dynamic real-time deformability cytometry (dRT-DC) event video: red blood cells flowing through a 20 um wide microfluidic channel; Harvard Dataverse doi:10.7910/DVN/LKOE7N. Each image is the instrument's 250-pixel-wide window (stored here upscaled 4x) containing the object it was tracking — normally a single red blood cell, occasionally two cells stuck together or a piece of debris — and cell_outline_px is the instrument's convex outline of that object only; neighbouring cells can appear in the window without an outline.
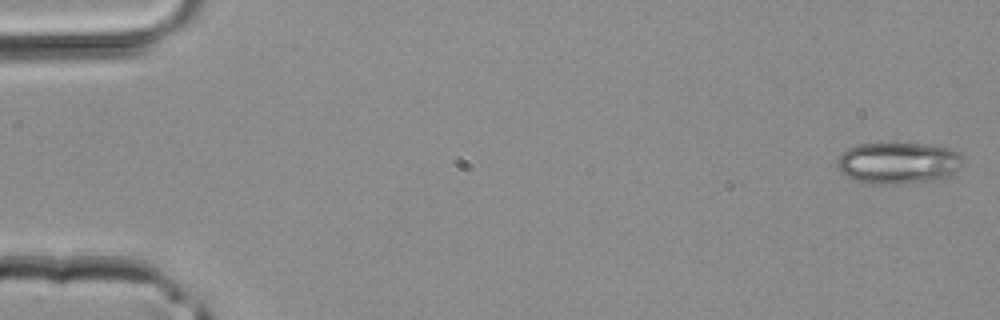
{"species": "common noctule bat (a hibernating species)", "species_latin": "Nyctalus noctula", "temperature_condition": "room temperature", "stored_images_in_passage": 10, "camera_frame_rate_fps": 3000, "um_per_image_px": 0.085, "animal": {"sex": "male", "body_mass_g": 20.4}, "frame": {"image": 1, "passage_image": 1, "time_ms": 0.0, "image_size_px": [1000, 320], "cell_outline_px": [[960, 168], [944, 176], [932, 180], [900, 184], [872, 184], [856, 180], [840, 172], [836, 164], [836, 160], [848, 148], [860, 144], [924, 144], [952, 148], [960, 156]], "centroid_in_image_um": [76.3, 13.85], "position_along_channel_um": 8.7, "area_um2": 29.94}}